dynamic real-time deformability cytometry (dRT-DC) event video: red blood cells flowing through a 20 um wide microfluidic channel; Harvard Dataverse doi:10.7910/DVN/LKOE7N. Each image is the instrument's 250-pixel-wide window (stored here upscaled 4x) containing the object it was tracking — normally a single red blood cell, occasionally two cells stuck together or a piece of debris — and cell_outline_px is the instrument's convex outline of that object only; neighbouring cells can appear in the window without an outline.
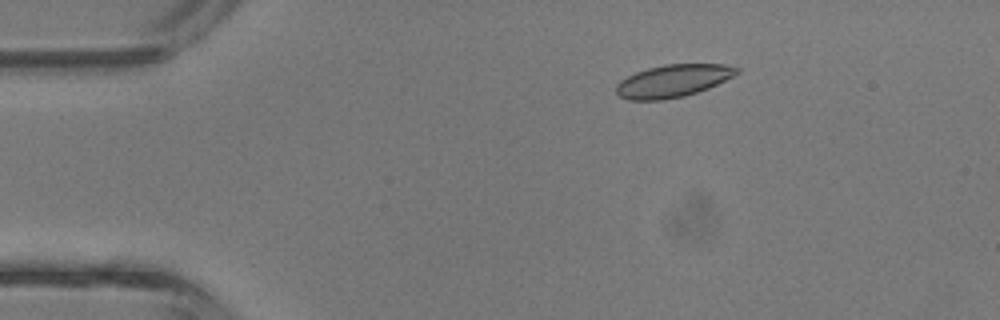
{"species": "common noctule bat (a hibernating species)", "species_latin": "Nyctalus noctula", "temperature_condition": "room temperature", "stored_images_in_passage": 3, "camera_frame_rate_fps": 3000, "um_per_image_px": 0.085, "animal": {"sex": "male", "body_mass_g": 13.3}, "frame": {"image": 1, "passage_image": 2, "time_ms": 0.333, "image_size_px": [1000, 320], "cell_outline_px": [[740, 72], [708, 88], [684, 96], [660, 100], [628, 100], [620, 96], [616, 92], [616, 84], [620, 80], [636, 72], [648, 68], [664, 64], [724, 64], [740, 68]], "centroid_in_image_um": [57.18, 6.87], "position_along_channel_um": 27.8, "area_um2": 22.72}}
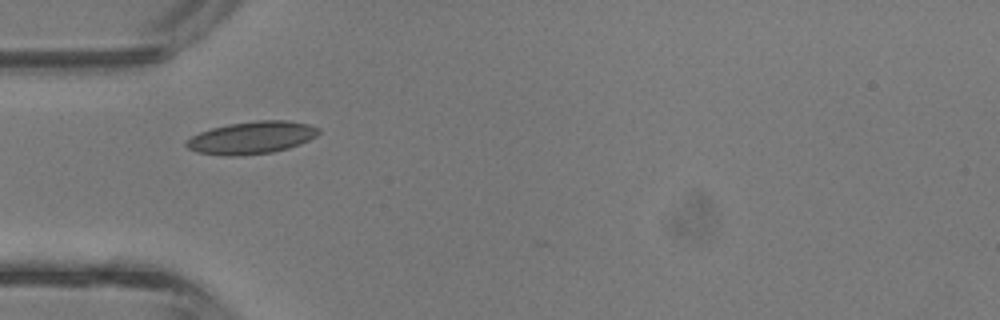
{"frame": {"image": 2, "passage_image": 3, "time_ms": 0.667, "image_size_px": [1000, 320], "cell_outline_px": [[320, 132], [316, 136], [300, 144], [288, 148], [272, 152], [240, 156], [224, 156], [196, 152], [188, 148], [184, 144], [192, 136], [200, 132], [212, 128], [228, 124], [256, 120], [288, 120], [308, 124], [320, 128]], "centroid_in_image_um": [21.4, 11.7], "position_along_channel_um": 63.6, "area_um2": 25.09}}